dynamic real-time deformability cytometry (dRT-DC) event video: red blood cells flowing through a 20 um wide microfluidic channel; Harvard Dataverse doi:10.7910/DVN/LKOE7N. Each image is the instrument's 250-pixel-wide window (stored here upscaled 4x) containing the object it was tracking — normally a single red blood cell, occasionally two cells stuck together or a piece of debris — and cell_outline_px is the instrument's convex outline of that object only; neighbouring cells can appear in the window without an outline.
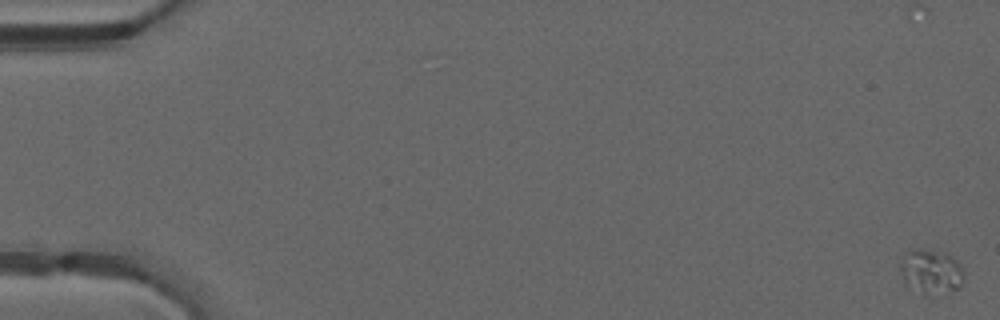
{"species": "common noctule bat (a hibernating species)", "species_latin": "Nyctalus noctula", "temperature_condition": "warm", "stored_images_in_passage": 12, "camera_frame_rate_fps": 3000, "um_per_image_px": 0.085, "animal": {"sex": "male", "forearm_length_mm": 52.5}, "frame": {"image": 1, "passage_image": 1, "time_ms": 0.0, "image_size_px": [1000, 320], "cell_outline_px": [[964, 276], [960, 288], [932, 296], [924, 292], [904, 280], [900, 268], [900, 256], [904, 252], [912, 248], [920, 248], [948, 252], [960, 264], [964, 272]], "centroid_in_image_um": [79.17, 23.01], "position_along_channel_um": 5.8, "area_um2": 16.65}}